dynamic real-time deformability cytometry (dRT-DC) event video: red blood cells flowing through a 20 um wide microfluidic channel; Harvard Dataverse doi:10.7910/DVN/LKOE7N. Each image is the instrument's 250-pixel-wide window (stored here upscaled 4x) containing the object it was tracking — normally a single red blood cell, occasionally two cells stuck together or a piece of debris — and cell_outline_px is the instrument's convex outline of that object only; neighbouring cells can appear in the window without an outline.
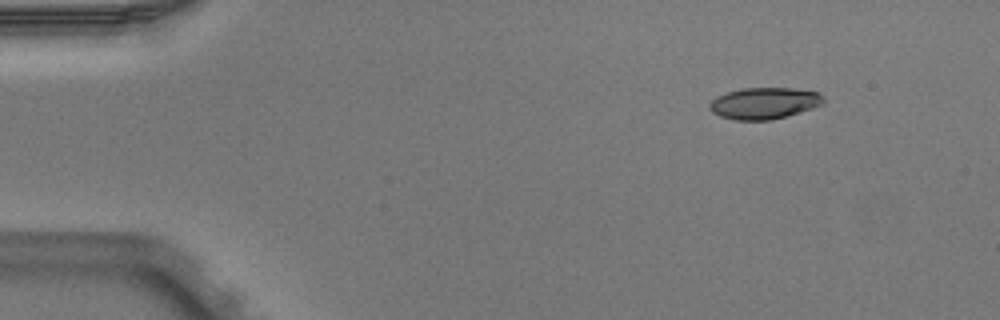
{"species": "Egyptian fruit bat (a non-hibernating species)", "species_latin": "Rousettus aegyptiacus", "temperature_condition": "warm", "stored_images_in_passage": 4, "camera_frame_rate_fps": 3000, "um_per_image_px": 0.085, "animal": {"sex": "male"}, "frame": {"image": 1, "passage_image": 1, "time_ms": 0.0, "image_size_px": [1000, 320], "cell_outline_px": [[824, 104], [800, 112], [772, 120], [736, 120], [720, 116], [712, 112], [708, 108], [708, 104], [716, 96], [740, 88], [792, 88], [816, 92], [824, 96]], "centroid_in_image_um": [64.94, 8.77], "position_along_channel_um": 20.1, "area_um2": 20.98}}
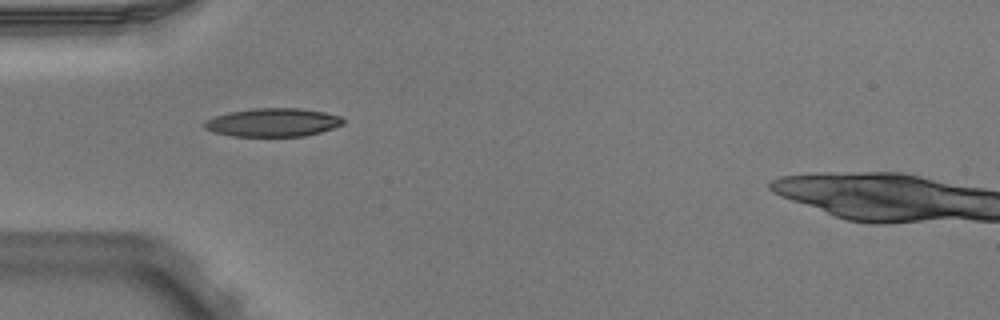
{"frame": {"image": 2, "passage_image": 3, "time_ms": 0.667, "image_size_px": [1000, 320], "cell_outline_px": [[344, 124], [320, 132], [304, 136], [232, 136], [216, 132], [204, 128], [200, 124], [204, 120], [228, 112], [252, 108], [300, 108], [324, 112], [340, 116], [344, 120]], "centroid_in_image_um": [23.17, 10.4], "position_along_channel_um": 61.8, "area_um2": 23.0}}